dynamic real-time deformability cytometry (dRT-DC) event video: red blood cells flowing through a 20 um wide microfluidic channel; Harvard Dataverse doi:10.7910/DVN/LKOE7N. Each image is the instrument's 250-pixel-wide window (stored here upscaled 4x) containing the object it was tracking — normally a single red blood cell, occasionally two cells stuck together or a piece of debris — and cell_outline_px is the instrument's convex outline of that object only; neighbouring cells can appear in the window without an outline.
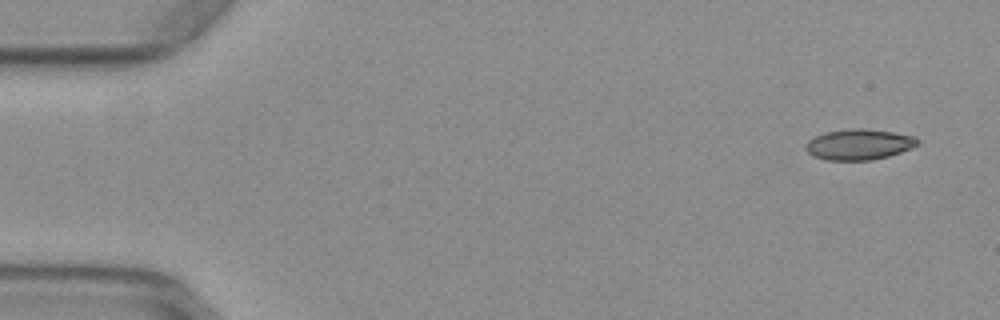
{"species": "common noctule bat (a hibernating species)", "species_latin": "Nyctalus noctula", "temperature_condition": "warm", "stored_images_in_passage": 51, "camera_frame_rate_fps": 3000, "um_per_image_px": 0.085, "animal": {"sex": "female", "body_mass_g": 29.2, "forearm_length_mm": 56.3}, "frame": {"image": 1, "passage_image": 1, "time_ms": 0.0, "image_size_px": [1000, 320], "cell_outline_px": [[920, 144], [912, 148], [888, 156], [872, 160], [828, 160], [816, 156], [808, 152], [804, 148], [804, 144], [808, 140], [824, 132], [848, 128], [864, 128], [892, 132], [916, 136], [920, 140]], "centroid_in_image_um": [73.03, 12.26], "position_along_channel_um": 12.0, "area_um2": 20.17}}
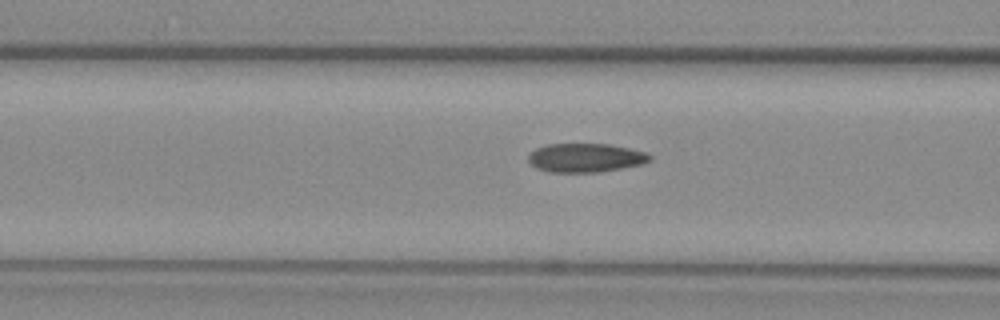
{"frame": {"image": 2, "passage_image": 19, "time_ms": 6.0, "image_size_px": [1000, 320], "cell_outline_px": [[652, 160], [644, 164], [596, 172], [548, 172], [536, 168], [528, 160], [528, 152], [536, 148], [548, 144], [612, 144], [648, 152], [652, 156]], "centroid_in_image_um": [49.79, 13.4], "position_along_channel_um": 116.8, "area_um2": 20.63}}
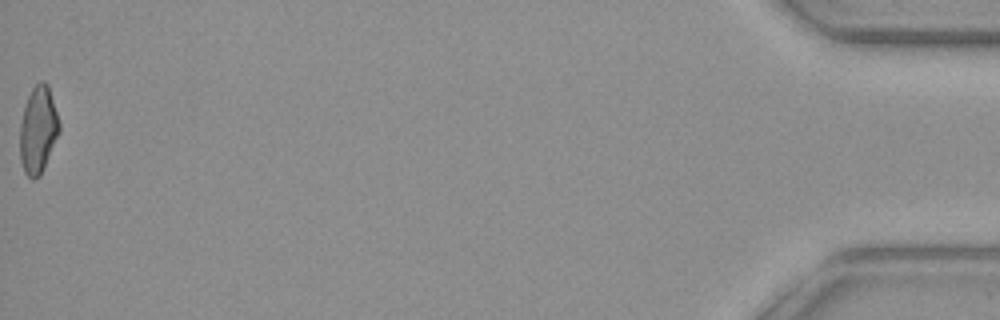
{"frame": {"image": 3, "passage_image": 51, "time_ms": 16.667, "image_size_px": [1000, 320], "cell_outline_px": [[60, 132], [44, 168], [40, 176], [32, 180], [24, 172], [20, 160], [20, 124], [24, 104], [32, 88], [40, 80], [44, 80], [48, 84], [60, 124]], "centroid_in_image_um": [3.24, 11.04], "position_along_channel_um": 432.0, "area_um2": 20.17}, "authors_computed_cell_mechanics": {"area_um2": 20.4034, "velocity_mm_per_s": 3.9495, "shape_relaxation_time_tau1_ms": null, "shape_relaxation_time_tau2_ms": 1.3212, "deformation_change_tau1": null, "deformation_change_tau2": 0.0766}}